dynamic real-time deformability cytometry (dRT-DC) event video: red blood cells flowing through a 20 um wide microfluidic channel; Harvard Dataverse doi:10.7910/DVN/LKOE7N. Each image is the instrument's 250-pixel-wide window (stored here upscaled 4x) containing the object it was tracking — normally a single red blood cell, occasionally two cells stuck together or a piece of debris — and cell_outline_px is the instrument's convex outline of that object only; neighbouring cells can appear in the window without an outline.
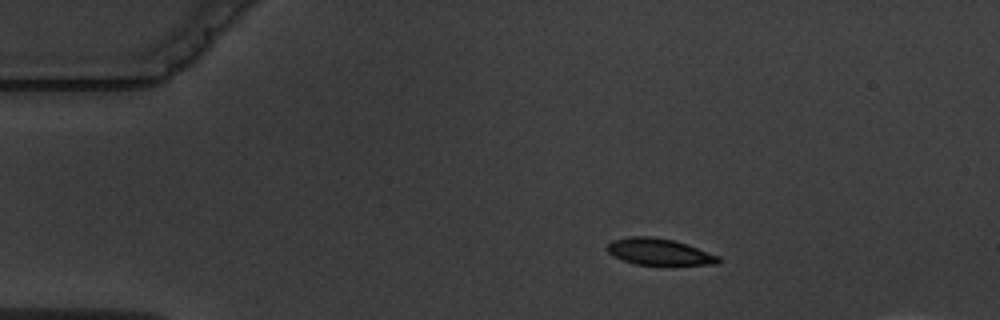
{"species": "common noctule bat (a hibernating species)", "species_latin": "Nyctalus noctula", "temperature_condition": "warm", "stored_images_in_passage": 5, "camera_frame_rate_fps": 3000, "um_per_image_px": 0.085, "animal": {"sex": "male", "body_mass_g": 19.5, "forearm_length_mm": 54.6}, "frame": {"image": 1, "passage_image": 2, "time_ms": 1.333, "image_size_px": [1000, 320], "cell_outline_px": [[720, 264], [668, 268], [664, 268], [636, 264], [612, 256], [608, 252], [608, 244], [612, 240], [632, 236], [648, 236], [672, 240], [688, 244], [720, 256]], "centroid_in_image_um": [56.13, 21.47], "position_along_channel_um": 28.9, "area_um2": 18.21}}
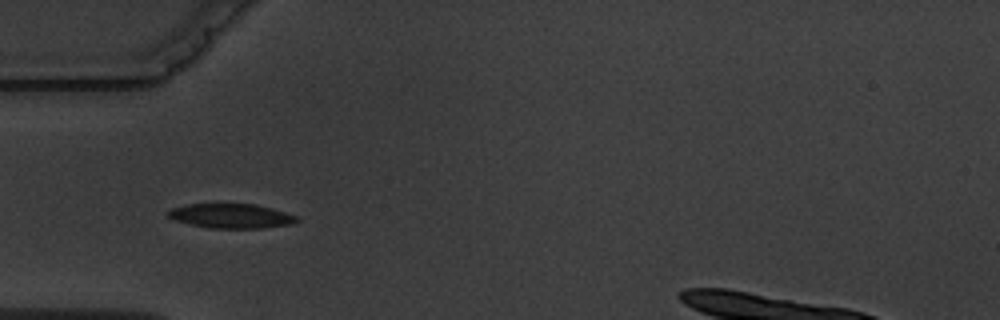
{"frame": {"image": 2, "passage_image": 4, "time_ms": 4.0, "image_size_px": [1000, 320], "cell_outline_px": [[300, 220], [292, 224], [264, 228], [208, 228], [176, 220], [168, 216], [168, 212], [172, 208], [184, 204], [256, 204], [272, 208], [296, 216]], "centroid_in_image_um": [19.68, 18.35], "position_along_channel_um": 65.3, "area_um2": 18.26}}
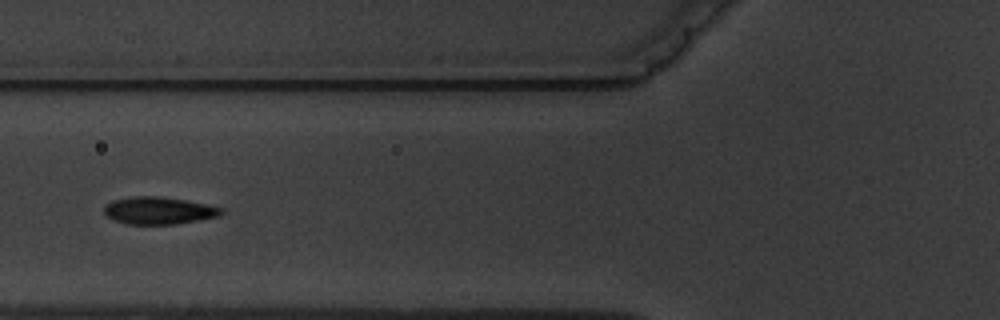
{"frame": {"image": 3, "passage_image": 5, "time_ms": 5.333, "image_size_px": [1000, 320], "cell_outline_px": [[224, 212], [220, 216], [176, 224], [128, 224], [112, 220], [104, 216], [104, 208], [112, 200], [132, 196], [156, 196], [184, 200], [224, 208]], "centroid_in_image_um": [13.47, 17.9], "position_along_channel_um": 112.3, "area_um2": 18.67}}